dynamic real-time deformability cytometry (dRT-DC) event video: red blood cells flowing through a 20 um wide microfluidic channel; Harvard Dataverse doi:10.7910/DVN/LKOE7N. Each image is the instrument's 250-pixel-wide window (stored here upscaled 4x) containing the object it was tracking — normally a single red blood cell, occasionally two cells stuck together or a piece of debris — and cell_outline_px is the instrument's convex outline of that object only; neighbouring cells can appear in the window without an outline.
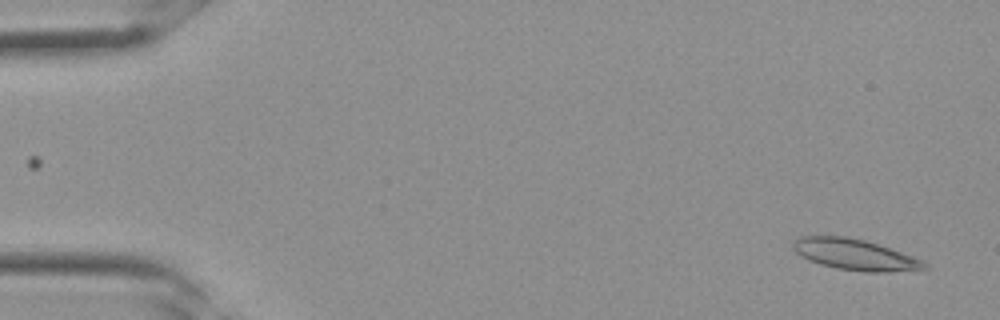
{"species": "Egyptian fruit bat (a non-hibernating species)", "species_latin": "Rousettus aegyptiacus", "temperature_condition": "room temperature", "stored_images_in_passage": 33, "camera_frame_rate_fps": 3000, "um_per_image_px": 0.085, "frame": {"image": 1, "passage_image": 1, "time_ms": 0.0, "image_size_px": [1000, 320], "cell_outline_px": [[928, 268], [888, 272], [868, 272], [836, 268], [820, 264], [808, 260], [800, 256], [792, 248], [792, 240], [800, 236], [848, 236], [864, 240], [924, 260], [928, 264]], "centroid_in_image_um": [72.62, 21.63], "position_along_channel_um": 12.4, "area_um2": 23.64}}
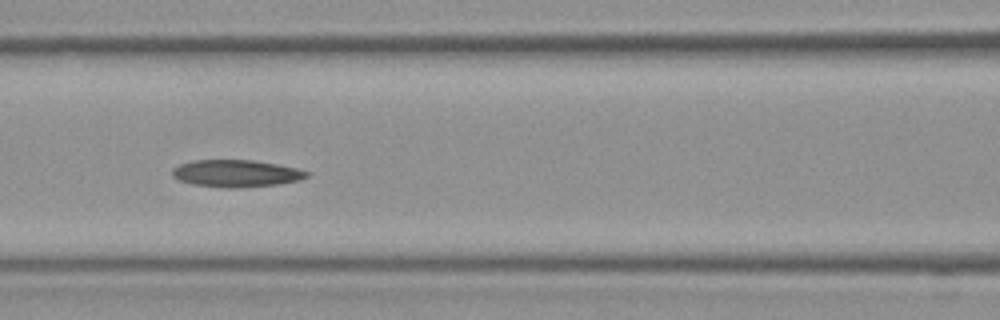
{"frame": {"image": 2, "passage_image": 14, "time_ms": 4.333, "image_size_px": [1000, 320], "cell_outline_px": [[312, 172], [308, 176], [296, 180], [280, 184], [240, 188], [224, 188], [192, 184], [180, 180], [172, 176], [172, 168], [180, 164], [192, 160], [252, 160], [276, 164], [296, 168]], "centroid_in_image_um": [20.06, 14.74], "position_along_channel_um": 146.5, "area_um2": 21.33}}
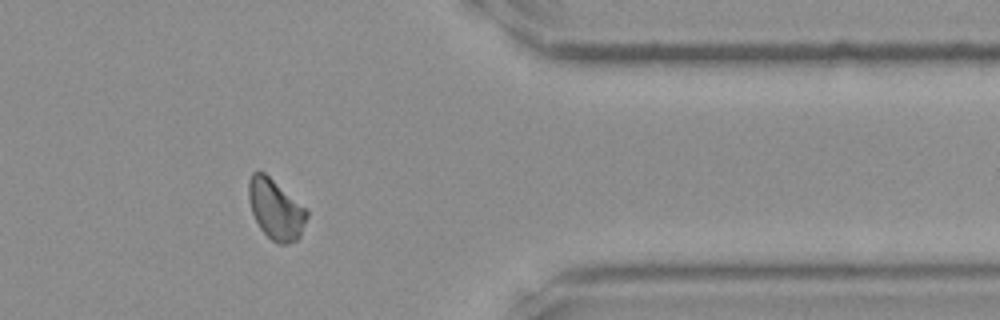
{"frame": {"image": 3, "passage_image": 27, "time_ms": 8.667, "image_size_px": [1000, 320], "cell_outline_px": [[308, 216], [300, 236], [296, 240], [284, 244], [280, 244], [272, 240], [260, 228], [252, 212], [248, 200], [248, 180], [252, 172], [264, 172], [308, 208]], "centroid_in_image_um": [23.45, 17.77], "position_along_channel_um": 388.0, "area_um2": 20.52}}